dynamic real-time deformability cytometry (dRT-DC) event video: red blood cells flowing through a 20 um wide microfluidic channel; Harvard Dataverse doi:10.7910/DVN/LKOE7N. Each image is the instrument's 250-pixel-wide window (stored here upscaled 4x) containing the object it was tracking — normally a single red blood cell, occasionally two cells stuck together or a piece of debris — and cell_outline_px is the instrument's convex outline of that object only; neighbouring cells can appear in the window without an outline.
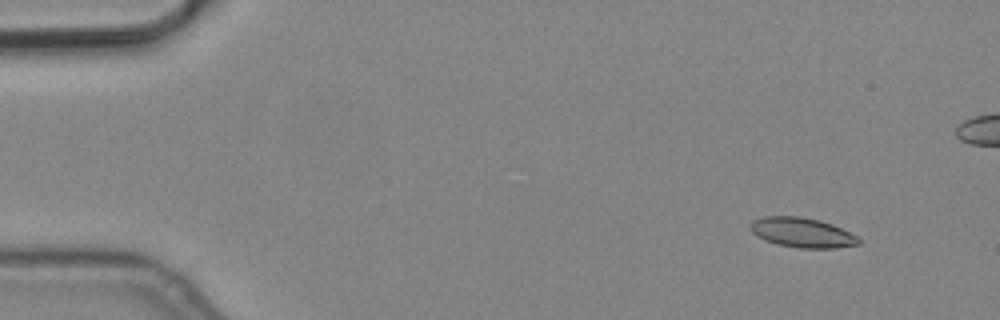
{"species": "common noctule bat (a hibernating species)", "species_latin": "Nyctalus noctula", "temperature_condition": "cold", "stored_images_in_passage": 6, "camera_frame_rate_fps": 3000, "um_per_image_px": 0.085, "animal": {"sex": "male", "body_mass_g": 19.2, "forearm_length_mm": 51.8}, "frame": {"image": 1, "passage_image": 2, "time_ms": 0.333, "image_size_px": [1000, 320], "cell_outline_px": [[860, 244], [836, 248], [800, 248], [776, 244], [764, 240], [756, 236], [748, 228], [748, 224], [752, 220], [764, 216], [800, 216], [820, 220], [832, 224], [856, 236], [860, 240]], "centroid_in_image_um": [68.12, 19.76], "position_along_channel_um": 16.9, "area_um2": 18.96}}